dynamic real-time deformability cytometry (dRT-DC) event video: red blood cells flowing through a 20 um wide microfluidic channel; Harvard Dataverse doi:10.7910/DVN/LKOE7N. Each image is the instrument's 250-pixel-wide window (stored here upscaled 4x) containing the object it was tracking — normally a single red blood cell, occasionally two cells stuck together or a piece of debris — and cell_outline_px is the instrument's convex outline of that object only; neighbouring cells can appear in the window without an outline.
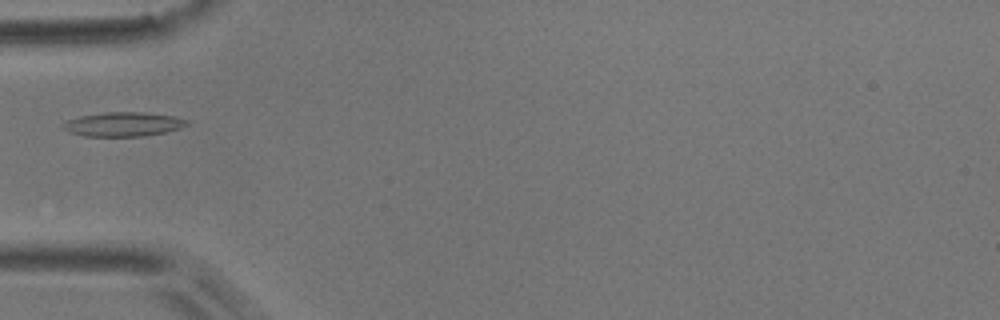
{"species": "common noctule bat (a hibernating species)", "species_latin": "Nyctalus noctula", "temperature_condition": "room temperature", "stored_images_in_passage": 1, "camera_frame_rate_fps": 3000, "um_per_image_px": 0.085, "animal": {"sex": "male", "body_mass_g": 17.9}, "frame": {"image": 1, "passage_image": 1, "time_ms": 0.0, "image_size_px": [1000, 320], "cell_outline_px": [[188, 124], [180, 128], [164, 132], [144, 136], [84, 136], [68, 132], [60, 124], [68, 120], [80, 116], [104, 112], [144, 112], [172, 116], [188, 120]], "centroid_in_image_um": [10.44, 10.56], "position_along_channel_um": 74.6, "area_um2": 17.4}}